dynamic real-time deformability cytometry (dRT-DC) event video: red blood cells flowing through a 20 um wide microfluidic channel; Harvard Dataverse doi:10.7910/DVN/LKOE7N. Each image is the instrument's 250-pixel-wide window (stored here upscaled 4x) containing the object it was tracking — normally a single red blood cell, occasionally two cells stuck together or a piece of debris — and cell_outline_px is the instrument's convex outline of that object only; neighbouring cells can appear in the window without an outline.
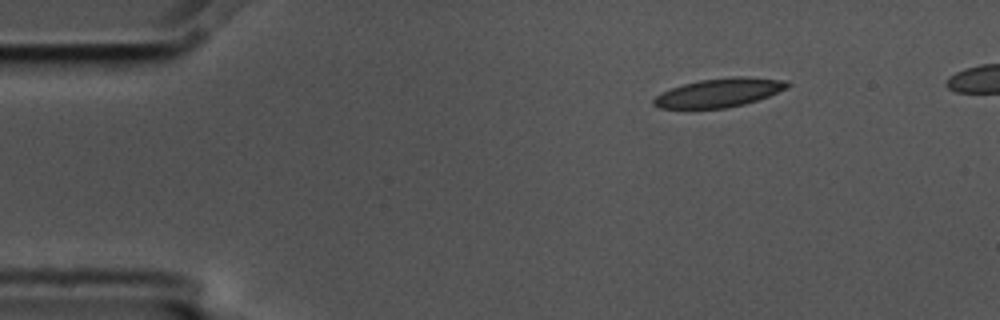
{"species": "common noctule bat (a hibernating species)", "species_latin": "Nyctalus noctula", "temperature_condition": "cold", "stored_images_in_passage": 4, "camera_frame_rate_fps": 3000, "um_per_image_px": 0.085, "animal": {"sex": "male", "body_mass_g": 17.5, "forearm_length_mm": 52.3}, "frame": {"image": 1, "passage_image": 1, "time_ms": 0.0, "image_size_px": [1000, 320], "cell_outline_px": [[792, 84], [788, 88], [768, 96], [744, 104], [724, 108], [656, 108], [652, 104], [652, 100], [660, 92], [684, 84], [700, 80], [736, 76], [744, 76], [788, 80]], "centroid_in_image_um": [61.14, 7.87], "position_along_channel_um": 23.9, "area_um2": 22.43}}